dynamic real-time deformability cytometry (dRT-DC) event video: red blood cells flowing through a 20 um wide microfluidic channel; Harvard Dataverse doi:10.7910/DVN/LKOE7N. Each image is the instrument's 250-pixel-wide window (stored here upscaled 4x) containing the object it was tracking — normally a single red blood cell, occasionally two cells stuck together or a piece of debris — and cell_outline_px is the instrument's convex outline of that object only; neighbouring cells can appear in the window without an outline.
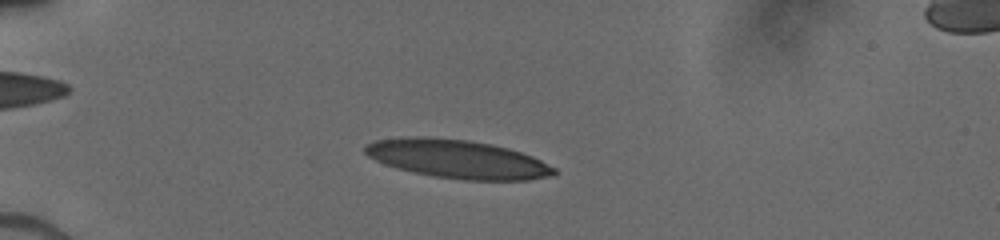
{"species": "human", "species_latin": "Homo sapiens", "temperature_condition": "cold", "stored_images_in_passage": 57, "camera_frame_rate_fps": 3000, "um_per_image_px": 0.085, "donor": {"sex": "male"}, "frame": {"image": 1, "passage_image": 13, "time_ms": 2.0, "image_size_px": [1000, 240], "cell_outline_px": [[556, 172], [552, 176], [528, 180], [464, 180], [432, 176], [412, 172], [396, 168], [384, 164], [368, 156], [364, 152], [364, 144], [376, 140], [416, 136], [428, 136], [468, 140], [492, 144], [508, 148], [532, 156], [556, 168]], "centroid_in_image_um": [38.87, 13.51], "position_along_channel_um": 46.1, "area_um2": 42.6}}
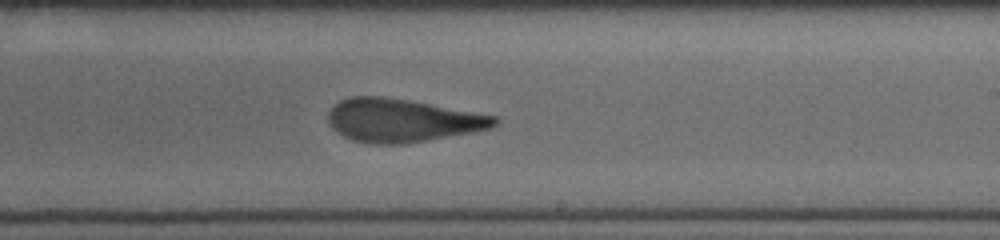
{"frame": {"image": 2, "passage_image": 37, "time_ms": 8.0, "image_size_px": [1000, 240], "cell_outline_px": [[500, 120], [492, 128], [476, 132], [404, 144], [368, 144], [352, 140], [344, 136], [332, 128], [328, 120], [328, 112], [340, 100], [348, 96], [380, 96], [408, 100], [496, 116]], "centroid_in_image_um": [34.18, 10.24], "position_along_channel_um": 254.8, "area_um2": 41.91}}
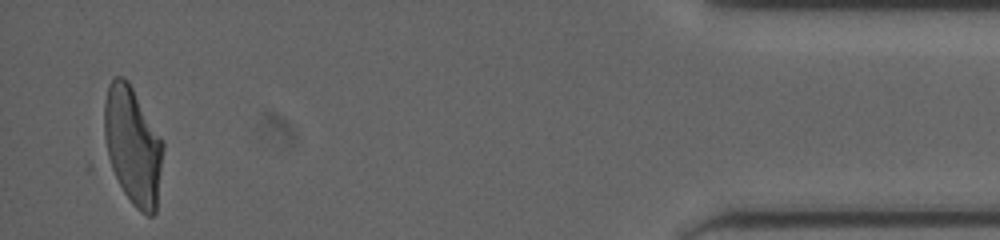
{"frame": {"image": 3, "passage_image": 56, "time_ms": 13.667, "image_size_px": [1000, 240], "cell_outline_px": [[164, 148], [156, 212], [152, 216], [148, 216], [140, 212], [88, 172], [88, 164], [108, 84], [112, 76], [124, 76], [128, 80], [164, 140]], "centroid_in_image_um": [10.86, 12.6], "position_along_channel_um": 424.3, "area_um2": 49.65}}